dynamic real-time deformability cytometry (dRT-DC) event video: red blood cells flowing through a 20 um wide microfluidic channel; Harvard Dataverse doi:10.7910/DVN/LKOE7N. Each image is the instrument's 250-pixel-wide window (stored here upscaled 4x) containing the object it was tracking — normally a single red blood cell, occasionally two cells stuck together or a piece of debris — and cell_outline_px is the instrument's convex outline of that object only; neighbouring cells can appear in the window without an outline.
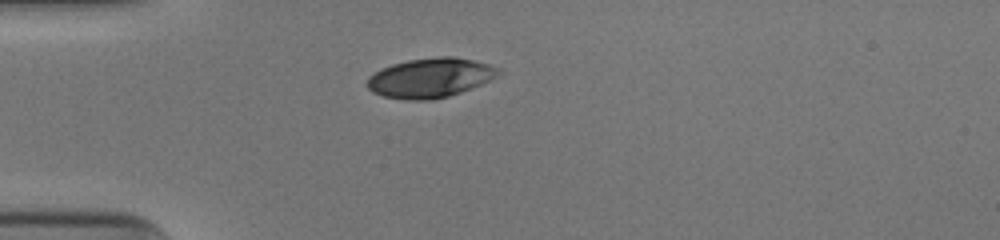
{"species": "human", "species_latin": "Homo sapiens", "temperature_condition": "cold", "stored_images_in_passage": 31, "camera_frame_rate_fps": 3000, "um_per_image_px": 0.085, "donor": {"sex": "male"}, "frame": {"image": 1, "passage_image": 1, "time_ms": 0.0, "image_size_px": [1000, 240], "cell_outline_px": [[500, 72], [496, 76], [480, 84], [460, 92], [448, 96], [432, 100], [408, 100], [384, 96], [372, 92], [364, 84], [368, 76], [372, 72], [380, 68], [392, 64], [408, 60], [440, 56], [452, 56], [472, 60], [488, 64], [496, 68]], "centroid_in_image_um": [36.47, 6.61], "position_along_channel_um": 48.5, "area_um2": 30.11}}
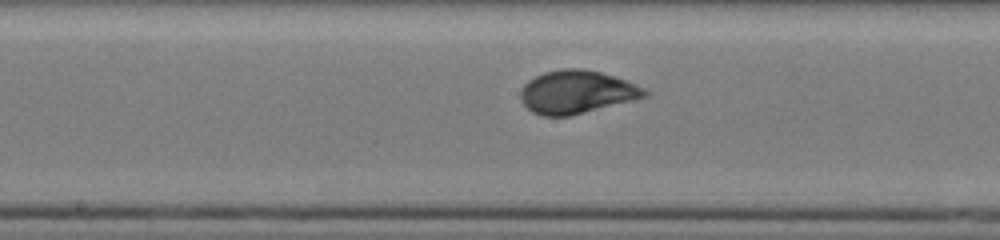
{"frame": {"image": 2, "passage_image": 14, "time_ms": 4.333, "image_size_px": [1000, 240], "cell_outline_px": [[652, 92], [648, 96], [568, 116], [540, 116], [532, 112], [520, 100], [520, 92], [524, 84], [528, 80], [544, 72], [564, 68], [584, 68], [600, 72], [648, 88]], "centroid_in_image_um": [49.02, 7.81], "position_along_channel_um": 199.2, "area_um2": 31.15}}
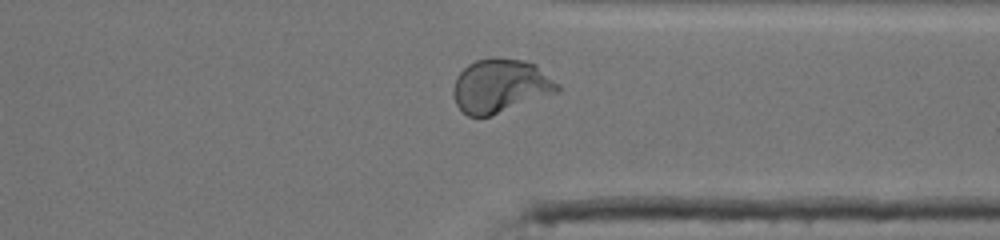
{"frame": {"image": 3, "passage_image": 27, "time_ms": 8.667, "image_size_px": [1000, 240], "cell_outline_px": [[560, 92], [488, 116], [468, 116], [456, 104], [452, 92], [456, 76], [468, 64], [476, 60], [524, 60], [536, 64], [560, 84]], "centroid_in_image_um": [42.56, 7.32], "position_along_channel_um": 368.8, "area_um2": 32.14}, "authors_computed_cell_mechanics": {"area_um2": 30.6918, "velocity_mm_per_s": 3.9191, "shape_relaxation_time_tau1_ms": 2.6739, "shape_relaxation_time_tau2_ms": null, "deformation_change_tau1": 0.1662, "deformation_change_tau2": null}}